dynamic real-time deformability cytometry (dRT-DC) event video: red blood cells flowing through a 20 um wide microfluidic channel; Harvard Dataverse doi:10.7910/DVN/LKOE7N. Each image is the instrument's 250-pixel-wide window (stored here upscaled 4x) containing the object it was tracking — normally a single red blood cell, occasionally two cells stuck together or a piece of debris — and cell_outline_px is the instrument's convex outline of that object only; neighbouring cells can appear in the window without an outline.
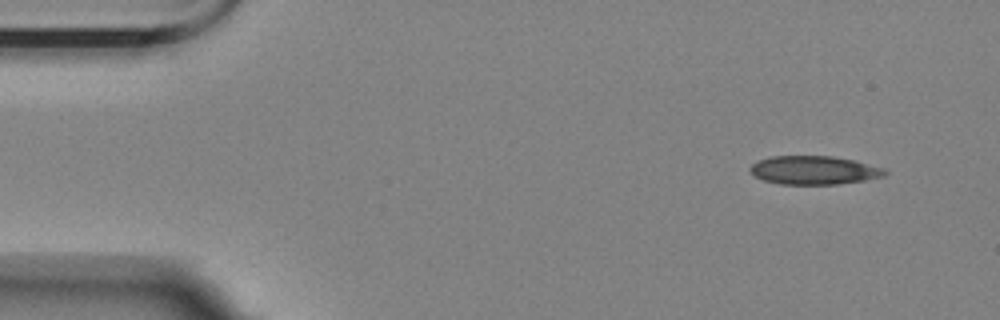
{"species": "Egyptian fruit bat (a non-hibernating species)", "species_latin": "Rousettus aegyptiacus", "temperature_condition": "room temperature", "stored_images_in_passage": 3, "camera_frame_rate_fps": 3000, "um_per_image_px": 0.085, "animal": {"sex": "female"}, "frame": {"image": 1, "passage_image": 1, "time_ms": 0.0, "image_size_px": [1000, 320], "cell_outline_px": [[888, 172], [884, 176], [864, 180], [836, 184], [780, 184], [764, 180], [756, 176], [748, 168], [756, 160], [772, 156], [832, 156], [856, 160], [884, 168]], "centroid_in_image_um": [69.19, 14.45], "position_along_channel_um": 15.8, "area_um2": 22.43}}